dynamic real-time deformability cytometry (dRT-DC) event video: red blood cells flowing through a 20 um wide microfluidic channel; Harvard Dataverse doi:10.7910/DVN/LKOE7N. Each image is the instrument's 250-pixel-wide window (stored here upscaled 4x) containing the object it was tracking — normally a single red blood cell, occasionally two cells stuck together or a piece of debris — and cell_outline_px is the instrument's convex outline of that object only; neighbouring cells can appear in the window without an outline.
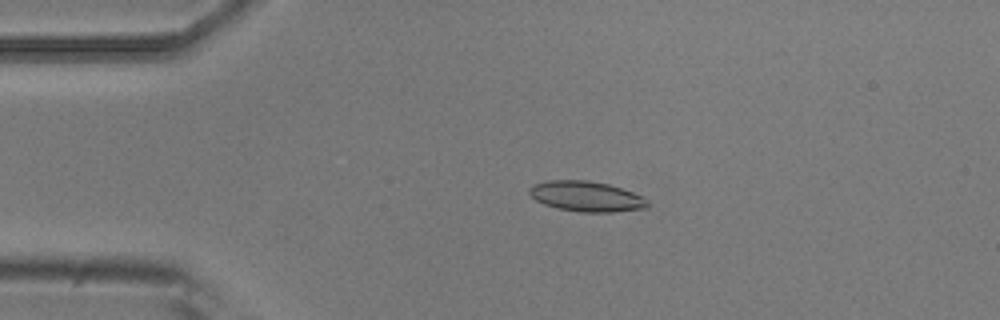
{"species": "common noctule bat (a hibernating species)", "species_latin": "Nyctalus noctula", "temperature_condition": "room temperature", "stored_images_in_passage": 4, "camera_frame_rate_fps": 3000, "um_per_image_px": 0.085, "animal": {"sex": "male", "body_mass_g": 20.5, "forearm_length_mm": 52.5}, "frame": {"image": 1, "passage_image": 3, "time_ms": 0.667, "image_size_px": [1000, 320], "cell_outline_px": [[648, 208], [612, 212], [580, 212], [556, 208], [544, 204], [536, 200], [528, 192], [528, 188], [532, 184], [548, 180], [588, 180], [608, 184], [644, 196], [648, 200]], "centroid_in_image_um": [49.83, 16.69], "position_along_channel_um": 35.2, "area_um2": 21.04}}